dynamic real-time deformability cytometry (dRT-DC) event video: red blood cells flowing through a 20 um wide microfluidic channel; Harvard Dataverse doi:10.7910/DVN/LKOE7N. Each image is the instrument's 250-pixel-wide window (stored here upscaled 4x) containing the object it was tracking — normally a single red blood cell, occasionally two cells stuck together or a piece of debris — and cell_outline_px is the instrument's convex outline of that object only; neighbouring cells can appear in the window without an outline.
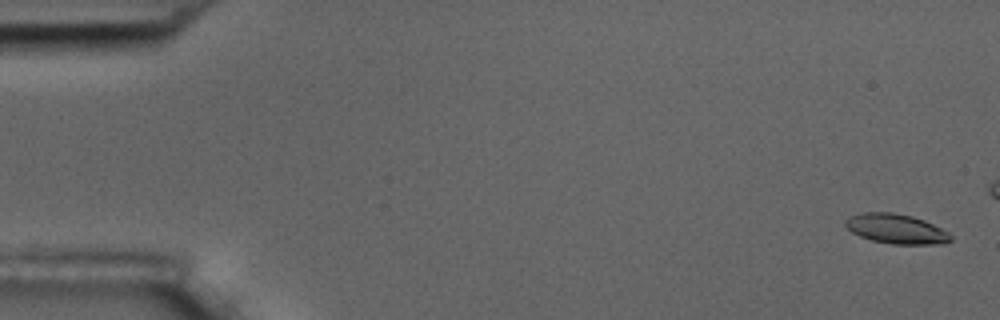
{"species": "common noctule bat (a hibernating species)", "species_latin": "Nyctalus noctula", "temperature_condition": "room temperature", "stored_images_in_passage": 6, "camera_frame_rate_fps": 3000, "um_per_image_px": 0.085, "animal": {"sex": "male", "body_mass_g": 17.5, "forearm_length_mm": 52.3}, "frame": {"image": 1, "passage_image": 1, "time_ms": 0.0, "image_size_px": [1000, 320], "cell_outline_px": [[952, 240], [944, 244], [892, 244], [872, 240], [860, 236], [852, 232], [844, 224], [844, 220], [848, 216], [864, 212], [892, 212], [912, 216], [924, 220], [948, 232], [952, 236]], "centroid_in_image_um": [76.17, 19.45], "position_along_channel_um": 8.8, "area_um2": 18.26}}